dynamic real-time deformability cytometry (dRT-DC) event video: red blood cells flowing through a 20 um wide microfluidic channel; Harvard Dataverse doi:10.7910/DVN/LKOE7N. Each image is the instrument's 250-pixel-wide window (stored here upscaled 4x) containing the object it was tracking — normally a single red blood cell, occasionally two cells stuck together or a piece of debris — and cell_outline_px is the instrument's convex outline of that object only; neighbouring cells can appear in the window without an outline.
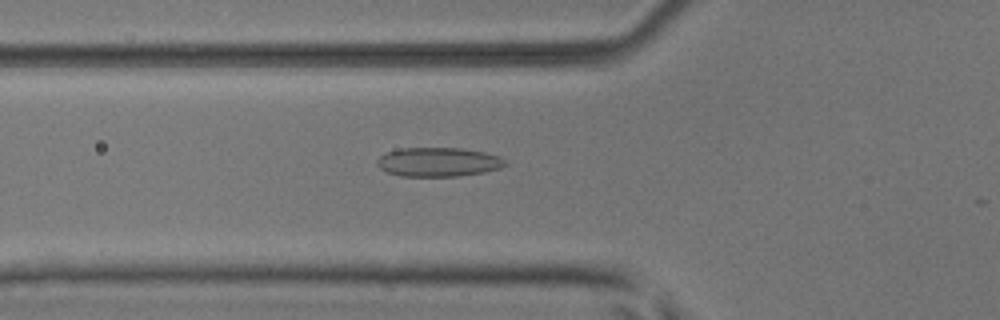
{"species": "common noctule bat (a hibernating species)", "species_latin": "Nyctalus noctula", "temperature_condition": "room temperature", "stored_images_in_passage": 20, "camera_frame_rate_fps": 3000, "um_per_image_px": 0.085, "animal": {"sex": "male", "body_mass_g": 17.9, "forearm_length_mm": 54.2}, "frame": {"image": 1, "passage_image": 19, "time_ms": 6.0, "image_size_px": [1000, 320], "cell_outline_px": [[508, 164], [500, 168], [484, 172], [456, 176], [400, 176], [388, 172], [380, 168], [376, 164], [376, 160], [380, 156], [388, 152], [400, 148], [464, 148], [484, 152], [500, 156]], "centroid_in_image_um": [37.26, 13.77], "position_along_channel_um": 88.5, "area_um2": 21.73}}